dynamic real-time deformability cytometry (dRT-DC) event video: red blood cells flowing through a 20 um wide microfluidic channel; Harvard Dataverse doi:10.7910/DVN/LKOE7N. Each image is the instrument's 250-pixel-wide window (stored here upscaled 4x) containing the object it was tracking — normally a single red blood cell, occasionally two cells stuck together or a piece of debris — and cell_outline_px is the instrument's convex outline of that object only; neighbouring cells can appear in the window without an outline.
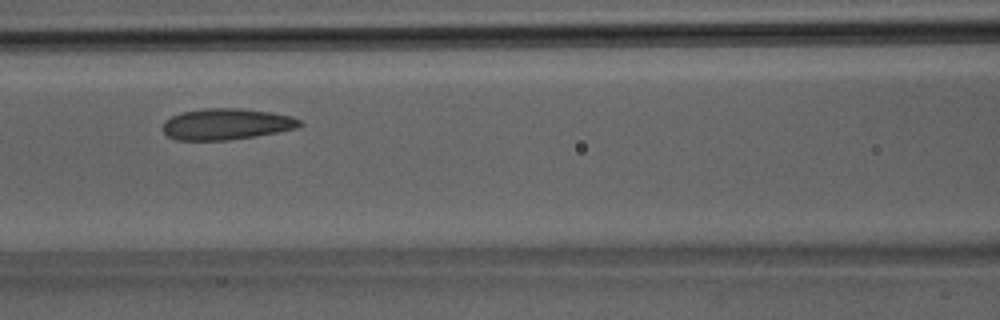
{"species": "Egyptian fruit bat (a non-hibernating species)", "species_latin": "Rousettus aegyptiacus", "temperature_condition": "room temperature", "stored_images_in_passage": 31, "camera_frame_rate_fps": 3000, "um_per_image_px": 0.085, "animal": {"sex": "male"}, "frame": {"image": 1, "passage_image": 10, "time_ms": 3.0, "image_size_px": [1000, 320], "cell_outline_px": [[304, 124], [296, 128], [256, 136], [228, 140], [176, 140], [168, 136], [160, 128], [164, 120], [180, 112], [204, 108], [240, 108], [272, 112], [292, 116], [300, 120]], "centroid_in_image_um": [19.21, 10.54], "position_along_channel_um": 147.4, "area_um2": 25.14}}
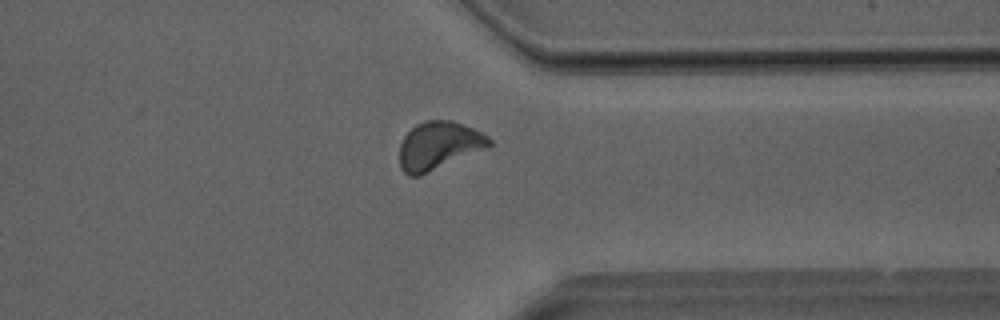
{"frame": {"image": 2, "passage_image": 23, "time_ms": 7.333, "image_size_px": [1000, 320], "cell_outline_px": [[492, 144], [488, 148], [420, 176], [408, 176], [400, 168], [400, 144], [404, 136], [416, 124], [424, 120], [452, 120], [472, 128], [488, 136], [492, 140]], "centroid_in_image_um": [37.29, 12.38], "position_along_channel_um": 374.1, "area_um2": 25.2}}
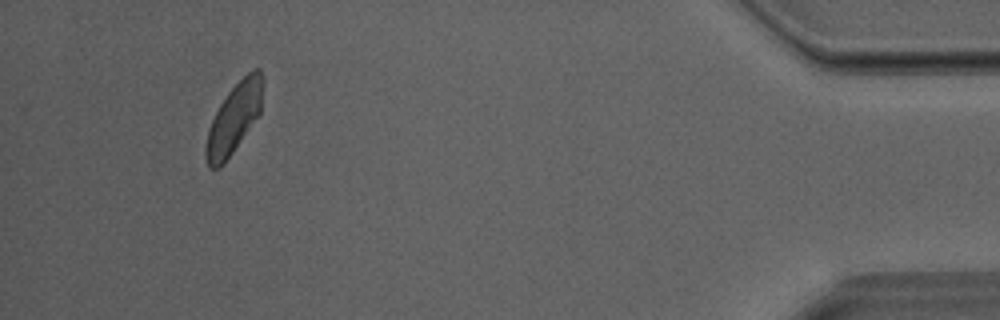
{"frame": {"image": 3, "passage_image": 29, "time_ms": 9.333, "image_size_px": [1000, 320], "cell_outline_px": [[260, 112], [224, 164], [220, 168], [208, 168], [204, 156], [204, 148], [208, 128], [220, 104], [228, 92], [252, 68], [260, 68]], "centroid_in_image_um": [19.8, 10.14], "position_along_channel_um": 415.4, "area_um2": 22.43}}